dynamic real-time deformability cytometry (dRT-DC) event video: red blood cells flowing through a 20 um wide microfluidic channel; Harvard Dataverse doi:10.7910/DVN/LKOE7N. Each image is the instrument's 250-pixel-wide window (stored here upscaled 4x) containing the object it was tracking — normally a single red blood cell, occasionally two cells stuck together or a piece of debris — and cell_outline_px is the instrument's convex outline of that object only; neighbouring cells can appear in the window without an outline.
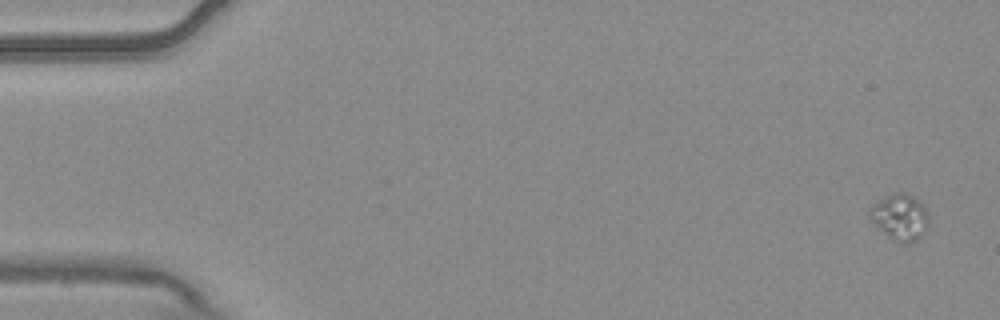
{"species": "common noctule bat (a hibernating species)", "species_latin": "Nyctalus noctula", "temperature_condition": "warm", "stored_images_in_passage": 6, "camera_frame_rate_fps": 3000, "um_per_image_px": 0.085, "animal": {"sex": "male", "body_mass_g": 20.4}, "frame": {"image": 1, "passage_image": 1, "time_ms": 0.0, "image_size_px": [1000, 320], "cell_outline_px": [[928, 228], [916, 240], [908, 244], [900, 244], [892, 240], [872, 220], [868, 212], [872, 204], [892, 192], [900, 192], [912, 196], [924, 204], [928, 212]], "centroid_in_image_um": [76.53, 18.45], "position_along_channel_um": 8.5, "area_um2": 15.95}}